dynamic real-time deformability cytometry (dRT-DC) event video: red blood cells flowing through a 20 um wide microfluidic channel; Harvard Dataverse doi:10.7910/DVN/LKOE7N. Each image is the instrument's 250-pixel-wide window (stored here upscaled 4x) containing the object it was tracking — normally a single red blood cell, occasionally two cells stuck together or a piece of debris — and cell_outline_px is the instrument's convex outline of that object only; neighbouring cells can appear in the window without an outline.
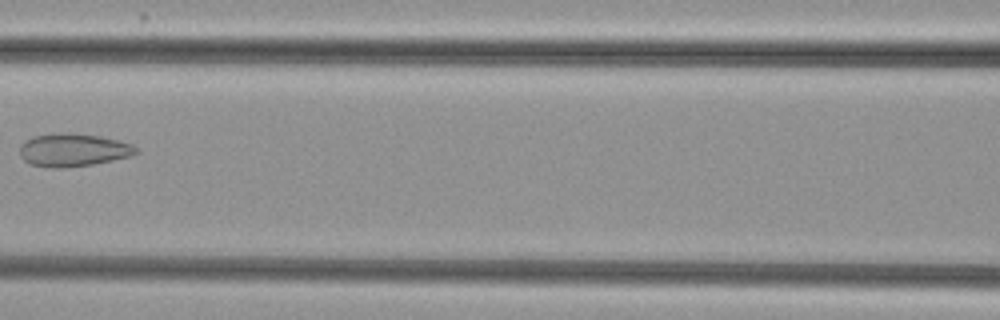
{"species": "common noctule bat (a hibernating species)", "species_latin": "Nyctalus noctula", "temperature_condition": "cold", "stored_images_in_passage": 5, "camera_frame_rate_fps": 3000, "um_per_image_px": 0.085, "animal": {"sex": "female", "body_mass_g": 29.2, "forearm_length_mm": 56.3}, "frame": {"image": 1, "passage_image": 4, "time_ms": 3.667, "image_size_px": [1000, 320], "cell_outline_px": [[140, 152], [132, 156], [92, 164], [60, 168], [48, 168], [32, 164], [24, 160], [20, 156], [20, 144], [24, 140], [32, 136], [60, 132], [72, 132], [100, 136], [120, 140], [132, 144]], "centroid_in_image_um": [6.22, 12.73], "position_along_channel_um": 160.4, "area_um2": 22.66}}
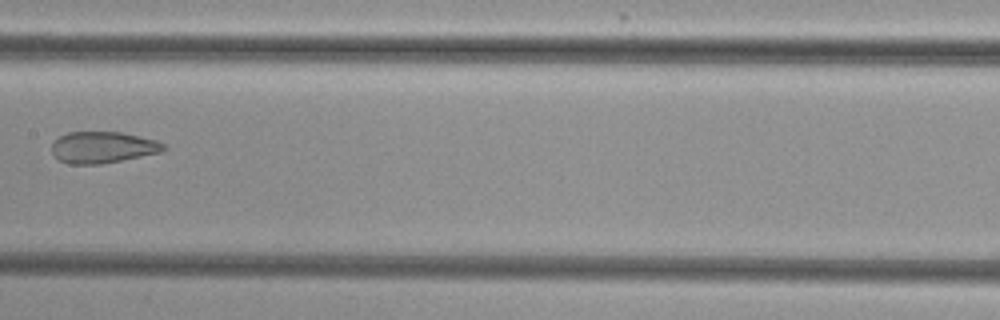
{"frame": {"image": 2, "passage_image": 5, "time_ms": 4.667, "image_size_px": [1000, 320], "cell_outline_px": [[164, 148], [160, 152], [100, 164], [68, 164], [60, 160], [52, 152], [52, 144], [60, 136], [68, 132], [124, 132], [156, 140], [164, 144]], "centroid_in_image_um": [8.72, 12.51], "position_along_channel_um": 198.7, "area_um2": 20.23}}